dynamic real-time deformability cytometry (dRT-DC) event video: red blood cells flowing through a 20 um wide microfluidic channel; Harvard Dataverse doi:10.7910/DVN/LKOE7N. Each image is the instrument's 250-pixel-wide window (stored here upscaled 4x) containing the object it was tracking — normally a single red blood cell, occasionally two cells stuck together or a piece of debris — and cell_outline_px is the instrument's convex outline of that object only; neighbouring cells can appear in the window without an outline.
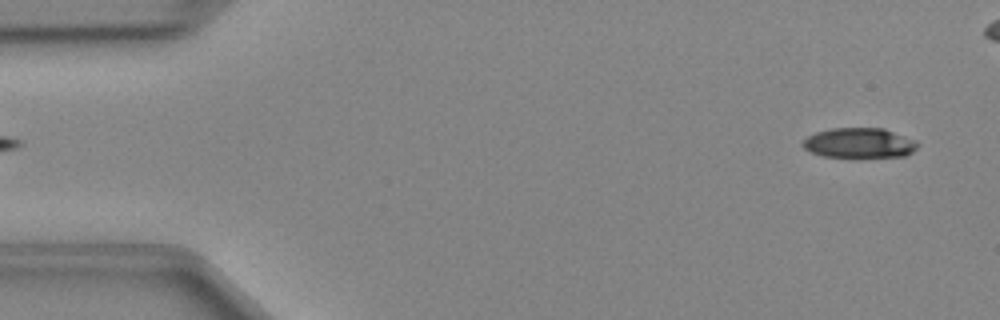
{"species": "Egyptian fruit bat (a non-hibernating species)", "species_latin": "Rousettus aegyptiacus", "temperature_condition": "cold", "stored_images_in_passage": 43, "camera_frame_rate_fps": 3000, "um_per_image_px": 0.085, "animal": {"sex": "female"}, "frame": {"image": 1, "passage_image": 2, "time_ms": 0.333, "image_size_px": [1000, 320], "cell_outline_px": [[916, 148], [912, 152], [904, 156], [824, 156], [812, 152], [804, 148], [800, 144], [808, 136], [816, 132], [832, 128], [884, 128], [916, 140]], "centroid_in_image_um": [73.02, 12.13], "position_along_channel_um": 12.0, "area_um2": 19.71}}
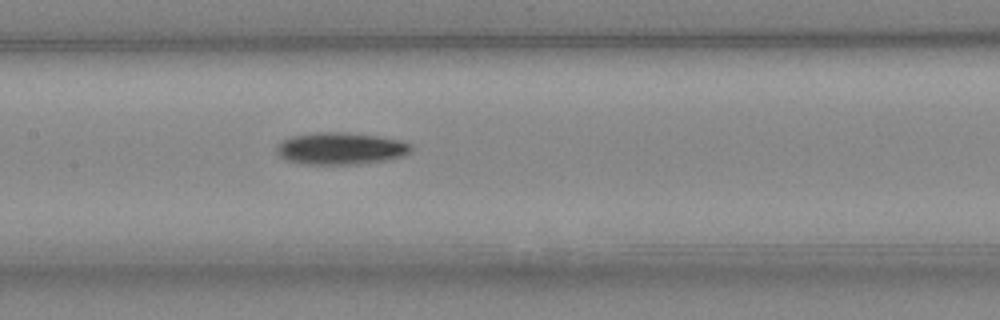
{"frame": {"image": 2, "passage_image": 22, "time_ms": 7.0, "image_size_px": [1000, 320], "cell_outline_px": [[412, 152], [404, 156], [388, 160], [360, 164], [304, 164], [288, 160], [280, 156], [276, 148], [284, 140], [292, 136], [316, 132], [348, 132], [380, 136], [400, 140], [412, 144]], "centroid_in_image_um": [29.04, 12.62], "position_along_channel_um": 178.4, "area_um2": 25.26}}
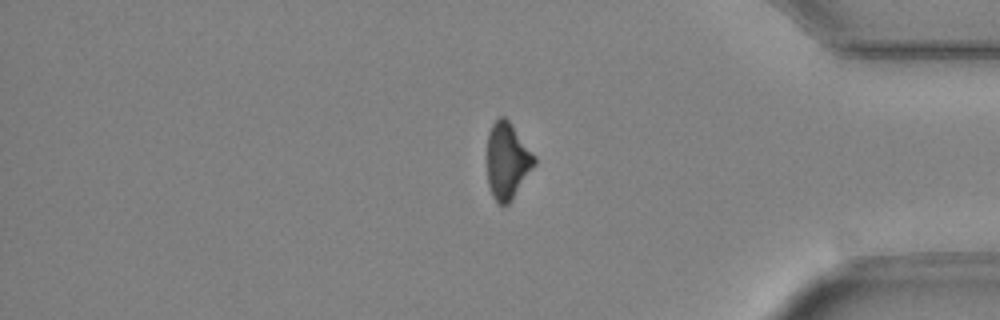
{"frame": {"image": 3, "passage_image": 39, "time_ms": 12.667, "image_size_px": [1000, 320], "cell_outline_px": [[536, 164], [508, 204], [500, 204], [492, 196], [488, 184], [488, 132], [492, 124], [500, 116], [504, 116], [508, 120], [536, 156]], "centroid_in_image_um": [43.13, 13.65], "position_along_channel_um": 392.1, "area_um2": 20.75}}